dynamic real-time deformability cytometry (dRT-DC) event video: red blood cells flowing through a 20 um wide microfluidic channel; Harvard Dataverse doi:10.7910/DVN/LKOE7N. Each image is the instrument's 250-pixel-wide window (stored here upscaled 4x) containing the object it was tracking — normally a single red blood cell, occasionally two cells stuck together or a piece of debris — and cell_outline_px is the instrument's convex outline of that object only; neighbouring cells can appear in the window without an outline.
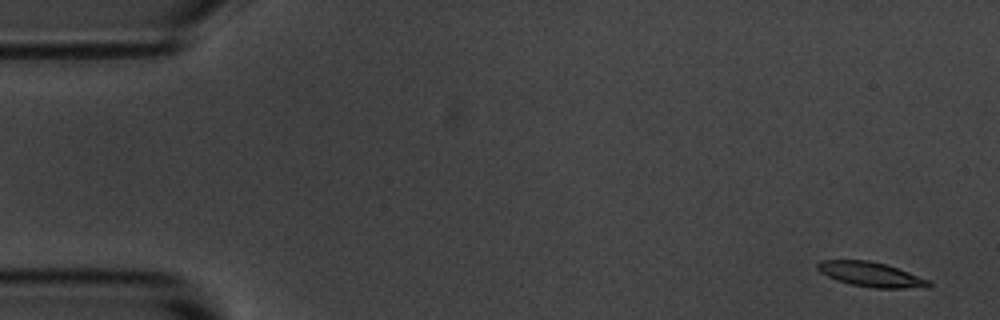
{"species": "common noctule bat (a hibernating species)", "species_latin": "Nyctalus noctula", "temperature_condition": "room temperature", "stored_images_in_passage": 4, "camera_frame_rate_fps": 3000, "um_per_image_px": 0.085, "animal": {"sex": "male", "body_mass_g": 20.1, "forearm_length_mm": 53.5}, "frame": {"image": 1, "passage_image": 1, "time_ms": 0.0, "image_size_px": [1000, 320], "cell_outline_px": [[932, 284], [928, 288], [872, 288], [852, 284], [836, 280], [820, 272], [816, 268], [816, 264], [820, 260], [868, 260], [884, 264], [908, 272], [928, 280]], "centroid_in_image_um": [74.0, 23.33], "position_along_channel_um": 11.0, "area_um2": 15.9}}